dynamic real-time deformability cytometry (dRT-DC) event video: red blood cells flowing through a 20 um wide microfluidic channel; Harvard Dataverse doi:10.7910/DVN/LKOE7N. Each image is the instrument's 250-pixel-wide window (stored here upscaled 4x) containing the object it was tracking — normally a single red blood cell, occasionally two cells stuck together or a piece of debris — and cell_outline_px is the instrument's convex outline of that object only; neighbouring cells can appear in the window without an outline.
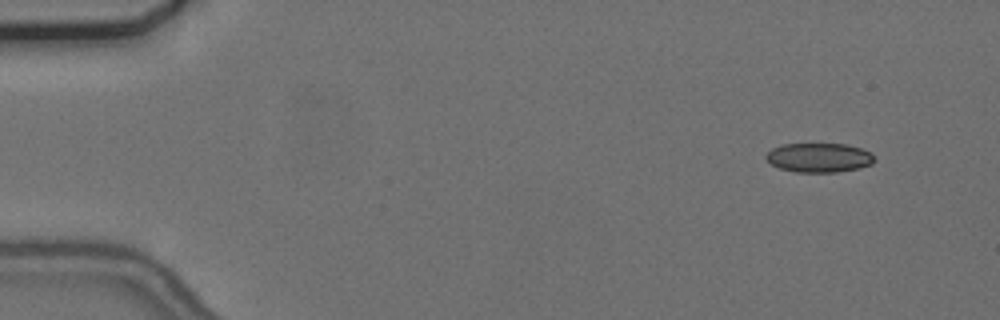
{"species": "common noctule bat (a hibernating species)", "species_latin": "Nyctalus noctula", "temperature_condition": "cold", "stored_images_in_passage": 56, "camera_frame_rate_fps": 3000, "um_per_image_px": 0.085, "animal": {"sex": "female", "body_mass_g": 24.6, "forearm_length_mm": 56.2}, "frame": {"image": 1, "passage_image": 5, "time_ms": 1.333, "image_size_px": [1000, 320], "cell_outline_px": [[876, 160], [872, 164], [860, 168], [836, 172], [796, 172], [780, 168], [772, 164], [764, 156], [772, 148], [784, 144], [848, 144], [872, 152], [876, 156]], "centroid_in_image_um": [69.68, 13.4], "position_along_channel_um": 15.3, "area_um2": 18.61}}
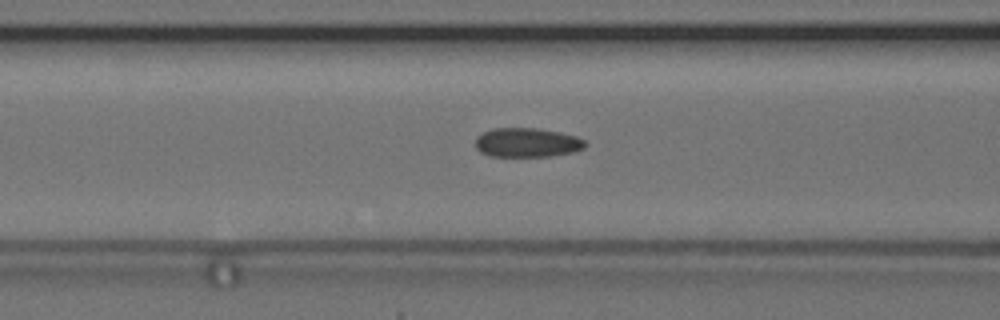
{"frame": {"image": 2, "passage_image": 23, "time_ms": 7.333, "image_size_px": [1000, 320], "cell_outline_px": [[588, 144], [584, 148], [572, 152], [552, 156], [488, 156], [480, 152], [476, 148], [476, 136], [480, 132], [492, 128], [536, 128], [560, 132], [576, 136], [584, 140]], "centroid_in_image_um": [44.77, 12.11], "position_along_channel_um": 121.8, "area_um2": 18.9}}
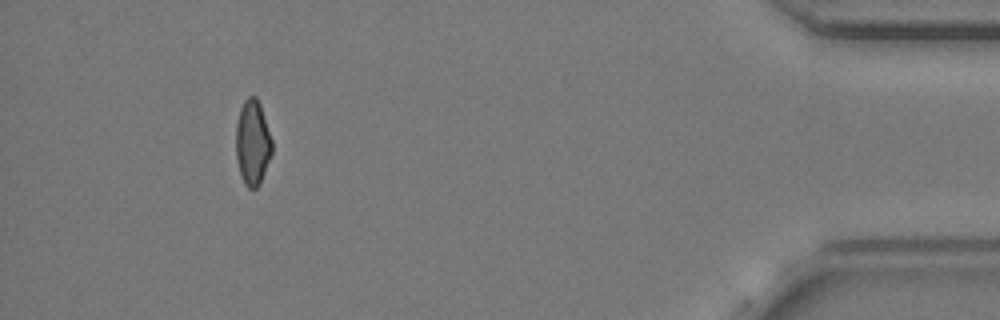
{"frame": {"image": 3, "passage_image": 52, "time_ms": 17.0, "image_size_px": [1000, 320], "cell_outline_px": [[272, 152], [260, 184], [256, 188], [248, 188], [244, 184], [240, 176], [236, 160], [236, 124], [240, 108], [244, 100], [248, 96], [256, 96], [260, 104], [272, 140]], "centroid_in_image_um": [21.45, 12.13], "position_along_channel_um": 413.7, "area_um2": 18.03}, "authors_computed_cell_mechanics": {"area_um2": 18.8139, "velocity_mm_per_s": 3.68, "shape_relaxation_time_tau1_ms": null, "shape_relaxation_time_tau2_ms": 3.8206, "deformation_change_tau1": null, "deformation_change_tau2": 0.0882}}